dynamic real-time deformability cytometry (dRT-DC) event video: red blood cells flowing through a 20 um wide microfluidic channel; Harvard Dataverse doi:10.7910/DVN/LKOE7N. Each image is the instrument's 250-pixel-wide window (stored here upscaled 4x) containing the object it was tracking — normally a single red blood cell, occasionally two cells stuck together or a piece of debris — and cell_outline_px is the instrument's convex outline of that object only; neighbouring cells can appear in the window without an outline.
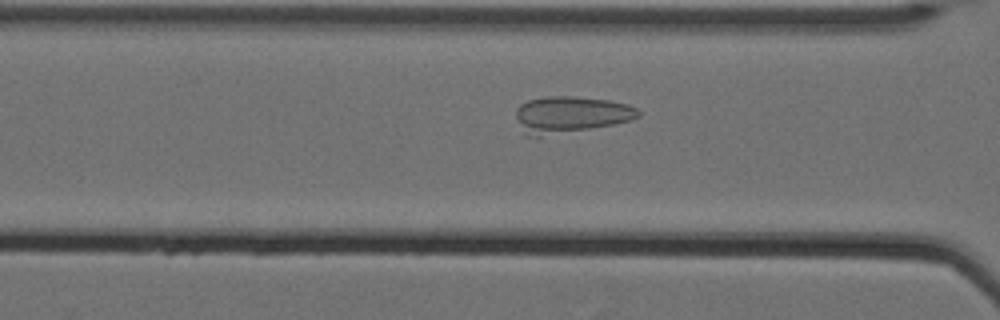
{"species": "Egyptian fruit bat (a non-hibernating species)", "species_latin": "Rousettus aegyptiacus", "temperature_condition": "cold", "stored_images_in_passage": 50, "camera_frame_rate_fps": 3000, "um_per_image_px": 0.085, "animal": {"sex": "female"}, "frame": {"image": 1, "passage_image": 18, "time_ms": 5.667, "image_size_px": [1000, 320], "cell_outline_px": [[640, 116], [632, 120], [612, 124], [540, 136], [524, 136], [516, 116], [516, 108], [520, 104], [528, 100], [548, 96], [568, 96], [608, 100], [628, 104], [636, 108], [640, 112]], "centroid_in_image_um": [48.47, 9.73], "position_along_channel_um": 118.1, "area_um2": 25.72}}
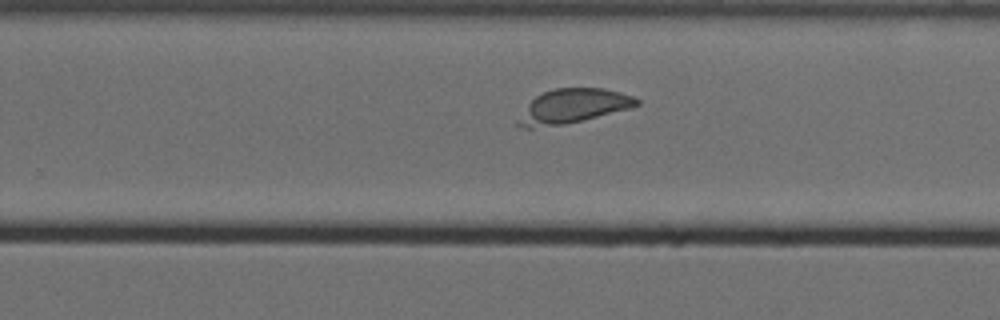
{"frame": {"image": 2, "passage_image": 32, "time_ms": 10.333, "image_size_px": [1000, 320], "cell_outline_px": [[640, 104], [632, 108], [584, 120], [564, 124], [532, 128], [524, 128], [516, 124], [516, 120], [528, 104], [536, 96], [544, 92], [556, 88], [604, 88], [620, 92], [632, 96], [640, 100]], "centroid_in_image_um": [48.72, 9.03], "position_along_channel_um": 281.1, "area_um2": 23.64}}
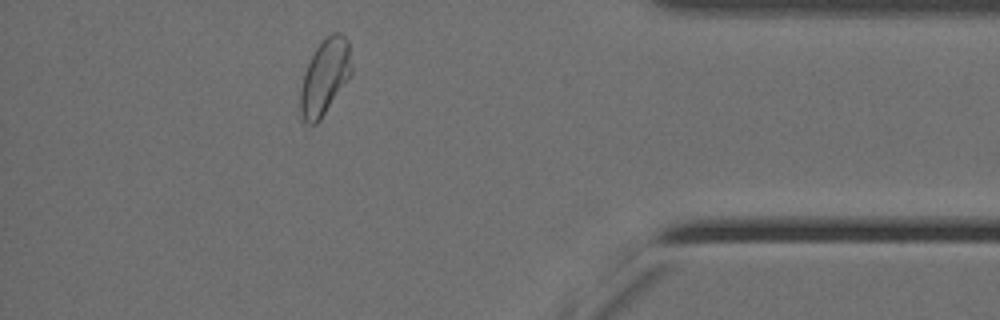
{"frame": {"image": 3, "passage_image": 45, "time_ms": 14.667, "image_size_px": [1000, 320], "cell_outline_px": [[352, 72], [320, 120], [316, 124], [304, 132], [300, 124], [300, 88], [304, 72], [316, 48], [324, 36], [332, 32], [340, 32], [348, 40], [352, 68]], "centroid_in_image_um": [27.55, 6.63], "position_along_channel_um": 407.7, "area_um2": 23.12}, "authors_computed_cell_mechanics": {"area_um2": 24.6228, "velocity_mm_per_s": 3.4938, "shape_relaxation_time_tau1_ms": 1.1275, "shape_relaxation_time_tau2_ms": 0.6349, "deformation_change_tau1": 0.0639, "deformation_change_tau2": 0.1349}}